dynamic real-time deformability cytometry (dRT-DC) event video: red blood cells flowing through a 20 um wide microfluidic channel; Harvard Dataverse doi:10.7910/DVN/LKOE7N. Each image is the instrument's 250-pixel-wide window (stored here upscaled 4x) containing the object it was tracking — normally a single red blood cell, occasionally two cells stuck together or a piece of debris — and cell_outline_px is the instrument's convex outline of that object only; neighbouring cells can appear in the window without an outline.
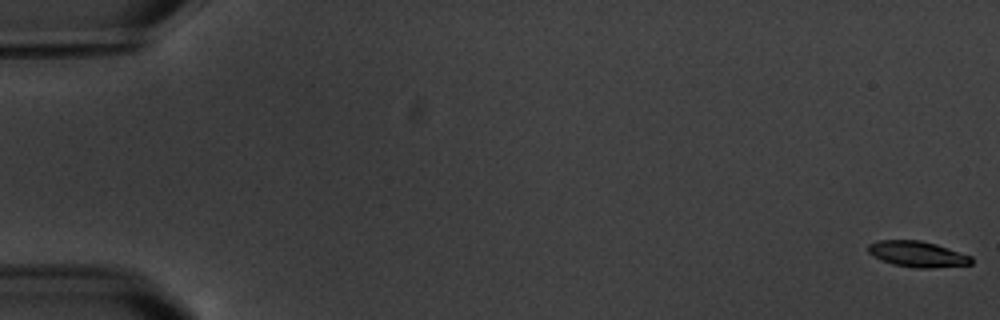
{"species": "common noctule bat (a hibernating species)", "species_latin": "Nyctalus noctula", "temperature_condition": "warm", "stored_images_in_passage": 6, "camera_frame_rate_fps": 3000, "um_per_image_px": 0.085, "animal": {"sex": "male", "body_mass_g": 20.1, "forearm_length_mm": 53.5}, "frame": {"image": 1, "passage_image": 1, "time_ms": 0.0, "image_size_px": [1000, 320], "cell_outline_px": [[972, 264], [932, 268], [916, 268], [892, 264], [880, 260], [872, 256], [868, 252], [868, 244], [880, 240], [920, 240], [936, 244], [972, 256]], "centroid_in_image_um": [77.96, 21.6], "position_along_channel_um": 7.0, "area_um2": 15.61}}
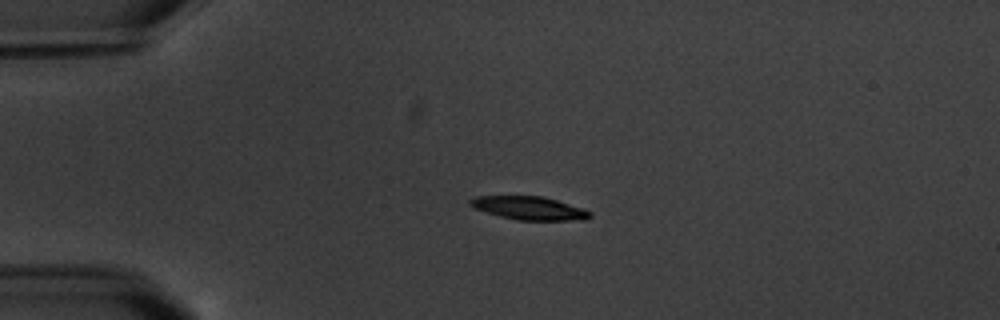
{"frame": {"image": 2, "passage_image": 5, "time_ms": 4.667, "image_size_px": [1000, 320], "cell_outline_px": [[592, 216], [584, 220], [516, 220], [500, 216], [476, 208], [468, 204], [468, 200], [476, 196], [544, 196], [584, 208], [592, 212]], "centroid_in_image_um": [45.03, 17.68], "position_along_channel_um": 40.0, "area_um2": 16.3}}